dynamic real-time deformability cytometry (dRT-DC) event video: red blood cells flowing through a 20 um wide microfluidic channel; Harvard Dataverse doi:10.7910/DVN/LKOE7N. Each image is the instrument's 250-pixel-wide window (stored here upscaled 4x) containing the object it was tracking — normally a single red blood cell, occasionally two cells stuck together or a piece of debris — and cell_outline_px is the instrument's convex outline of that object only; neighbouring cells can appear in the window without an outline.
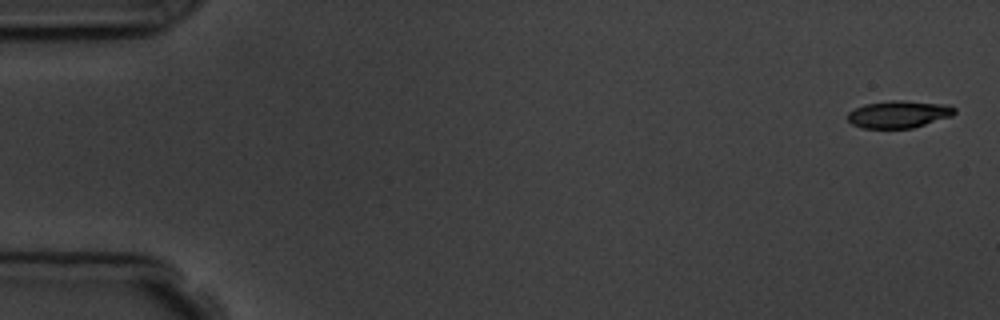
{"species": "common noctule bat (a hibernating species)", "species_latin": "Nyctalus noctula", "temperature_condition": "room temperature", "stored_images_in_passage": 5, "camera_frame_rate_fps": 3000, "um_per_image_px": 0.085, "animal": {"sex": "male", "body_mass_g": 19.5, "forearm_length_mm": 54.6}, "frame": {"image": 1, "passage_image": 1, "time_ms": 0.0, "image_size_px": [1000, 320], "cell_outline_px": [[956, 112], [952, 116], [912, 128], [864, 128], [852, 124], [848, 120], [848, 112], [864, 104], [892, 100], [904, 100], [948, 104], [956, 108]], "centroid_in_image_um": [76.42, 9.7], "position_along_channel_um": 8.6, "area_um2": 17.05}}
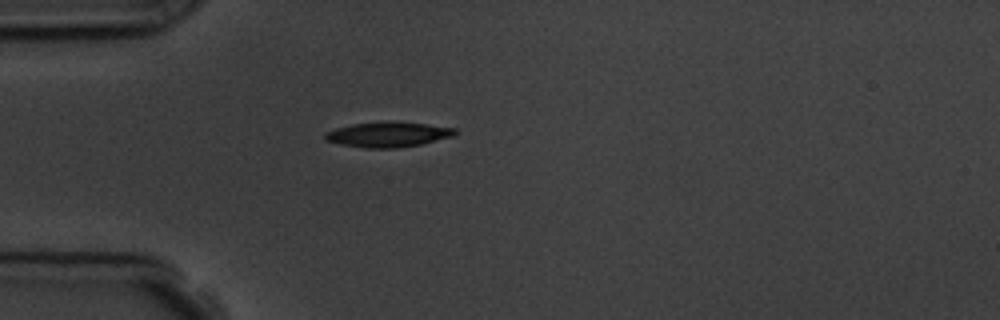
{"frame": {"image": 2, "passage_image": 5, "time_ms": 4.667, "image_size_px": [1000, 320], "cell_outline_px": [[456, 132], [452, 136], [420, 144], [396, 148], [364, 148], [340, 144], [324, 140], [324, 132], [336, 128], [352, 124], [424, 124], [456, 128]], "centroid_in_image_um": [32.91, 11.48], "position_along_channel_um": 52.1, "area_um2": 18.03}}